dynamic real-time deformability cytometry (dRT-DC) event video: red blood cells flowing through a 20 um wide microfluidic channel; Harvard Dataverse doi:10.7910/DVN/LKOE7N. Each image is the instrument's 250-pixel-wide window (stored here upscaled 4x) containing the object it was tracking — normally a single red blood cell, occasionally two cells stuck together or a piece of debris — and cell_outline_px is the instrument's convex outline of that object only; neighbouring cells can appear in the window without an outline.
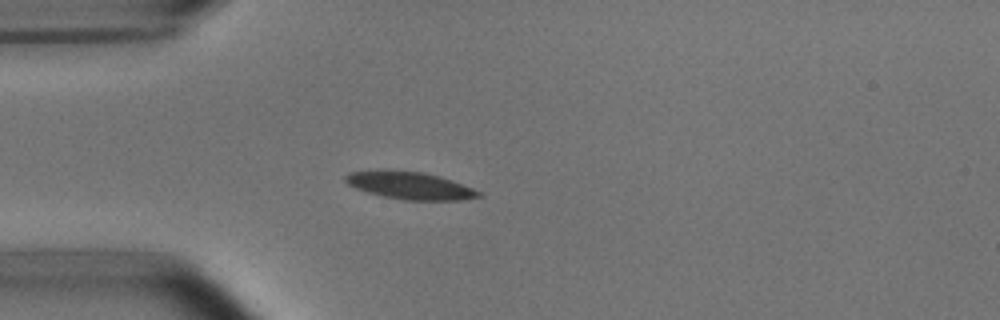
{"species": "common noctule bat (a hibernating species)", "species_latin": "Nyctalus noctula", "temperature_condition": "room temperature", "stored_images_in_passage": 40, "camera_frame_rate_fps": 3000, "um_per_image_px": 0.085, "animal": {"sex": "male", "body_mass_g": 15.6}, "frame": {"image": 1, "passage_image": 1, "time_ms": 0.0, "image_size_px": [1000, 320], "cell_outline_px": [[484, 196], [464, 200], [404, 200], [384, 196], [368, 192], [356, 188], [348, 184], [344, 180], [344, 176], [348, 172], [384, 168], [424, 172], [440, 176], [452, 180], [484, 192]], "centroid_in_image_um": [34.86, 15.74], "position_along_channel_um": 50.1, "area_um2": 21.91}}
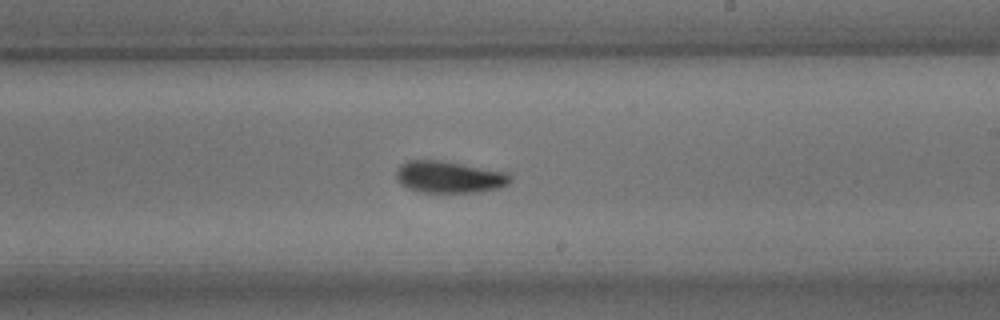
{"frame": {"image": 2, "passage_image": 18, "time_ms": 5.667, "image_size_px": [1000, 320], "cell_outline_px": [[512, 180], [508, 184], [500, 188], [476, 192], [420, 192], [408, 188], [400, 184], [396, 180], [396, 172], [400, 164], [408, 160], [440, 160], [508, 172], [512, 176]], "centroid_in_image_um": [38.18, 15.04], "position_along_channel_um": 250.8, "area_um2": 21.33}}
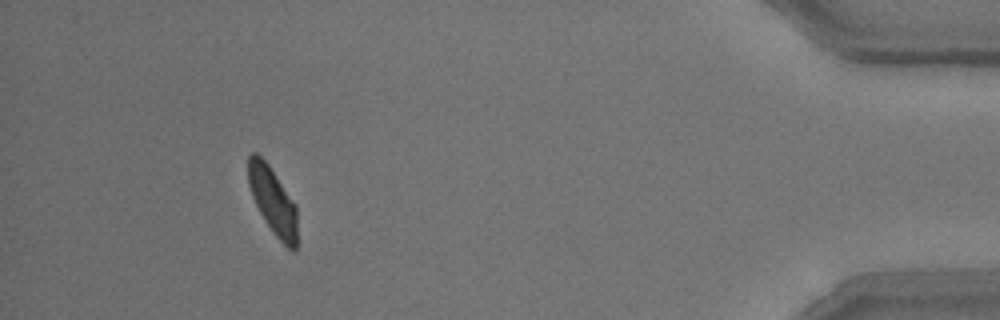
{"frame": {"image": 3, "passage_image": 36, "time_ms": 11.667, "image_size_px": [1000, 320], "cell_outline_px": [[296, 248], [292, 252], [272, 232], [264, 220], [252, 196], [248, 184], [248, 156], [252, 152], [256, 152], [268, 164], [296, 204]], "centroid_in_image_um": [23.18, 17.05], "position_along_channel_um": 412.0, "area_um2": 19.02}, "authors_computed_cell_mechanics": {"area_um2": 20.7791, "velocity_mm_per_s": 3.7096, "shape_relaxation_time_tau1_ms": 3.5707, "shape_relaxation_time_tau2_ms": 2.6648, "deformation_change_tau1": 0.1471, "deformation_change_tau2": 0.078}}